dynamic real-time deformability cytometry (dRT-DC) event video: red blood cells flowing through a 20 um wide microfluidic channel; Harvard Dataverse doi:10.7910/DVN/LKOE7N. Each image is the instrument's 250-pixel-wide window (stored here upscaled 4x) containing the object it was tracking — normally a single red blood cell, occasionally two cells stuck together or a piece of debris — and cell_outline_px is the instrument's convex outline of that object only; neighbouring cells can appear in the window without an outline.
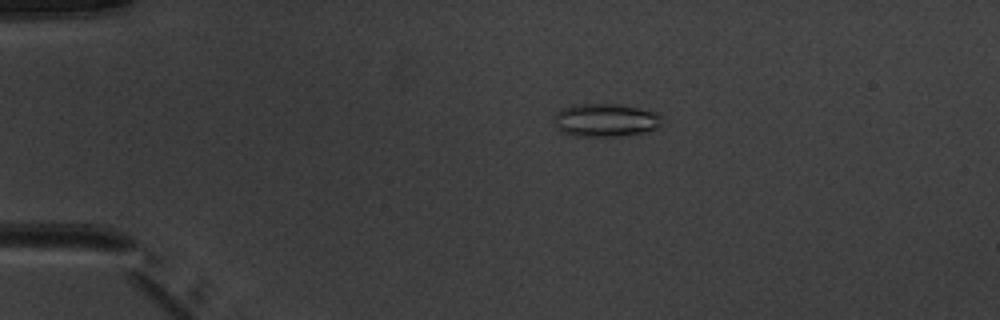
{"species": "common noctule bat (a hibernating species)", "species_latin": "Nyctalus noctula", "temperature_condition": "warm", "stored_images_in_passage": 52, "camera_frame_rate_fps": 3000, "um_per_image_px": 0.085, "animal": {"sex": "male", "body_mass_g": 20.1, "forearm_length_mm": 53.5}, "frame": {"image": 1, "passage_image": 12, "time_ms": 3.667, "image_size_px": [1000, 320], "cell_outline_px": [[660, 124], [656, 128], [644, 132], [620, 136], [572, 136], [560, 132], [556, 128], [556, 112], [560, 108], [572, 104], [620, 104], [656, 112], [660, 116]], "centroid_in_image_um": [51.41, 10.21], "position_along_channel_um": 33.6, "area_um2": 20.87}}
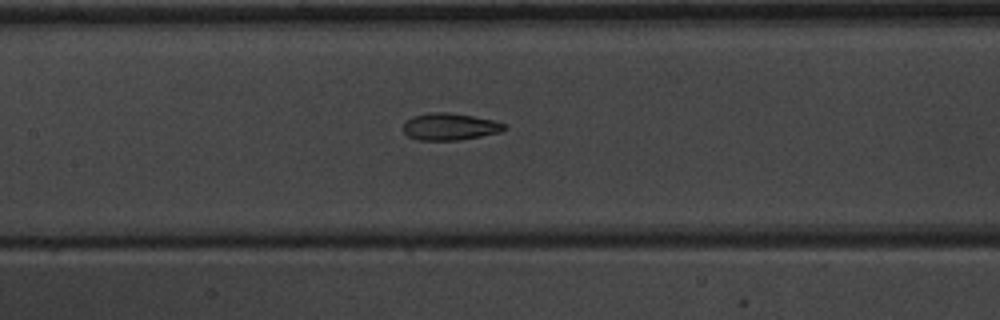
{"frame": {"image": 2, "passage_image": 26, "time_ms": 8.333, "image_size_px": [1000, 320], "cell_outline_px": [[508, 128], [500, 132], [460, 140], [416, 140], [408, 136], [404, 132], [404, 124], [412, 116], [428, 112], [448, 112], [472, 116], [492, 120], [504, 124]], "centroid_in_image_um": [38.22, 10.76], "position_along_channel_um": 169.2, "area_um2": 15.84}}
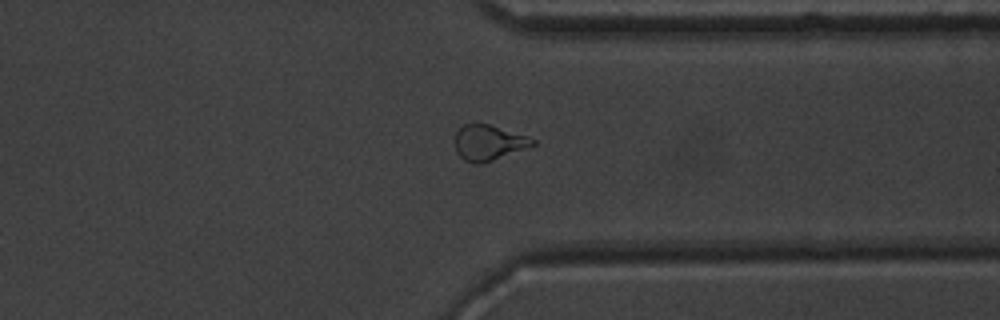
{"frame": {"image": 3, "passage_image": 41, "time_ms": 13.333, "image_size_px": [1000, 320], "cell_outline_px": [[536, 144], [492, 160], [480, 164], [472, 164], [464, 160], [456, 152], [456, 132], [464, 124], [488, 124], [528, 136], [536, 140]], "centroid_in_image_um": [41.52, 12.13], "position_along_channel_um": 369.9, "area_um2": 15.78}, "authors_computed_cell_mechanics": {"area_um2": 16.9354, "velocity_mm_per_s": 4.0317, "shape_relaxation_time_tau1_ms": 5.6199, "shape_relaxation_time_tau2_ms": 1.4605, "deformation_change_tau1": 0.1565, "deformation_change_tau2": 0.0815}}